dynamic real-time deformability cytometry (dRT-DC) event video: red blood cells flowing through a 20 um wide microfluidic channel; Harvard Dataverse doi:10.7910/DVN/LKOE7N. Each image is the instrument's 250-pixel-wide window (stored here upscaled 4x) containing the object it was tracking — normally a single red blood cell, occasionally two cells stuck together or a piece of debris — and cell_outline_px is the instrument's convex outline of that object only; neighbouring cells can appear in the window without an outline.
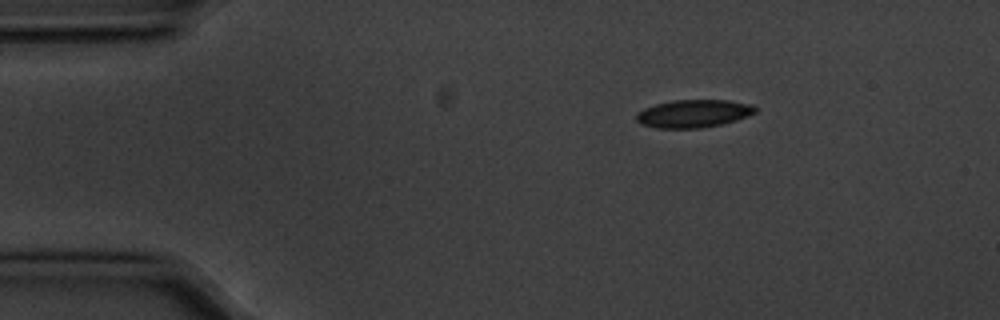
{"species": "common noctule bat (a hibernating species)", "species_latin": "Nyctalus noctula", "temperature_condition": "cold", "stored_images_in_passage": 4, "segment_of_instrument_passage": [1, 2], "camera_frame_rate_fps": 3000, "um_per_image_px": 0.085, "animal": {"sex": "male", "body_mass_g": 20.1, "forearm_length_mm": 53.5}, "frame": {"image": 1, "passage_image": 1, "time_ms": 0.0, "image_size_px": [1000, 320], "cell_outline_px": [[756, 112], [748, 116], [736, 120], [720, 124], [700, 128], [656, 128], [640, 124], [636, 120], [636, 112], [644, 108], [656, 104], [672, 100], [728, 100], [752, 104], [756, 108]], "centroid_in_image_um": [58.92, 9.65], "position_along_channel_um": 26.1, "area_um2": 19.36}}